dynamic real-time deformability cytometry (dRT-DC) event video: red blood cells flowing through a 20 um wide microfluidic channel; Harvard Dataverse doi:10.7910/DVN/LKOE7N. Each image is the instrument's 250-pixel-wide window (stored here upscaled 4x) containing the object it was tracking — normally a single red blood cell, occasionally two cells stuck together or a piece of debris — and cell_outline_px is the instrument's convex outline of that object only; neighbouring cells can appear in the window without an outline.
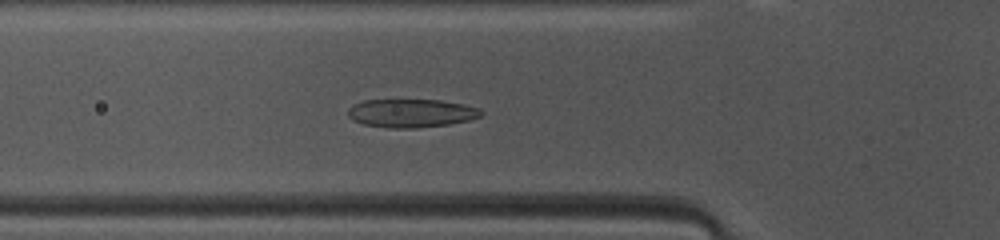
{"species": "common noctule bat (a hibernating species)", "species_latin": "Nyctalus noctula", "temperature_condition": "warm", "stored_images_in_passage": 39, "camera_frame_rate_fps": 3000, "um_per_image_px": 0.085, "animal": {"sex": "female", "body_mass_g": 10.0, "forearm_length_mm": 53.1}, "frame": {"image": 1, "passage_image": 7, "time_ms": 2.0, "image_size_px": [1000, 240], "cell_outline_px": [[484, 112], [480, 116], [468, 120], [448, 124], [416, 128], [392, 128], [364, 124], [352, 120], [348, 116], [348, 108], [352, 104], [364, 100], [440, 100], [464, 104], [480, 108]], "centroid_in_image_um": [34.94, 9.61], "position_along_channel_um": 90.9, "area_um2": 22.02}}
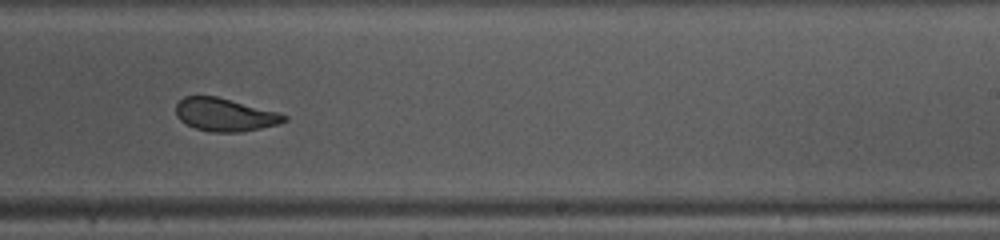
{"frame": {"image": 2, "passage_image": 20, "time_ms": 6.333, "image_size_px": [1000, 240], "cell_outline_px": [[288, 120], [276, 124], [244, 132], [212, 132], [196, 128], [180, 120], [176, 116], [176, 104], [184, 96], [216, 96], [280, 112], [288, 116]], "centroid_in_image_um": [19.13, 9.74], "position_along_channel_um": 269.9, "area_um2": 20.81}}
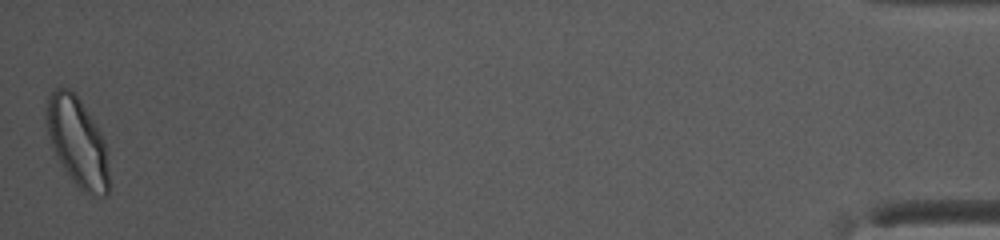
{"frame": {"image": 3, "passage_image": 39, "time_ms": 12.667, "image_size_px": [1000, 240], "cell_outline_px": [[108, 196], [104, 196], [84, 192], [72, 180], [64, 168], [52, 148], [44, 116], [48, 96], [56, 88], [68, 88], [80, 100], [100, 132], [104, 140], [108, 172]], "centroid_in_image_um": [6.55, 12.05], "position_along_channel_um": 428.7, "area_um2": 31.85}, "authors_computed_cell_mechanics": {"area_um2": 22.1952, "velocity_mm_per_s": 4.12, "shape_relaxation_time_tau1_ms": 3.1481, "shape_relaxation_time_tau2_ms": 1.0391, "deformation_change_tau1": 0.1364, "deformation_change_tau2": 0.0704}}